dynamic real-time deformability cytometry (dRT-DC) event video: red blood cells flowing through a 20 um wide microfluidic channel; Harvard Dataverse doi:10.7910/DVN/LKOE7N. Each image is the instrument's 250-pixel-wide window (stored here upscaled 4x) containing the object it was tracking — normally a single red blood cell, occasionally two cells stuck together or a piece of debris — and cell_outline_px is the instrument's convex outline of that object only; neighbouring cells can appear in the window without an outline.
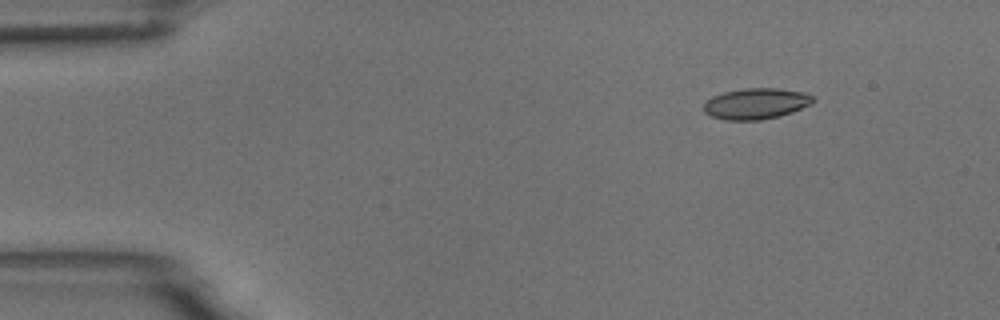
{"species": "common noctule bat (a hibernating species)", "species_latin": "Nyctalus noctula", "temperature_condition": "room temperature", "stored_images_in_passage": 4, "camera_frame_rate_fps": 3000, "um_per_image_px": 0.085, "animal": {"sex": "male", "body_mass_g": 18.8}, "frame": {"image": 1, "passage_image": 1, "time_ms": 0.0, "image_size_px": [1000, 320], "cell_outline_px": [[816, 100], [812, 104], [792, 112], [780, 116], [760, 120], [724, 120], [708, 116], [704, 112], [704, 104], [712, 96], [724, 92], [744, 88], [776, 88], [804, 92], [812, 96]], "centroid_in_image_um": [64.26, 8.81], "position_along_channel_um": 20.7, "area_um2": 19.88}}
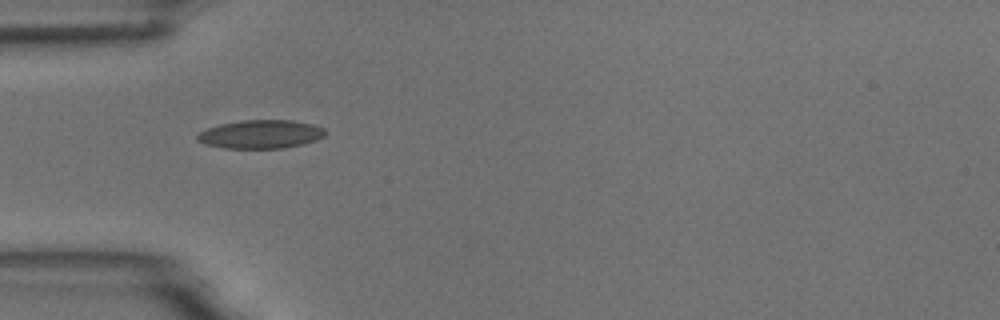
{"frame": {"image": 2, "passage_image": 3, "time_ms": 3.333, "image_size_px": [1000, 320], "cell_outline_px": [[328, 132], [324, 136], [316, 140], [304, 144], [284, 148], [224, 148], [204, 144], [196, 140], [196, 136], [200, 132], [208, 128], [220, 124], [240, 120], [292, 120], [312, 124], [324, 128]], "centroid_in_image_um": [22.17, 11.41], "position_along_channel_um": 62.8, "area_um2": 21.39}}